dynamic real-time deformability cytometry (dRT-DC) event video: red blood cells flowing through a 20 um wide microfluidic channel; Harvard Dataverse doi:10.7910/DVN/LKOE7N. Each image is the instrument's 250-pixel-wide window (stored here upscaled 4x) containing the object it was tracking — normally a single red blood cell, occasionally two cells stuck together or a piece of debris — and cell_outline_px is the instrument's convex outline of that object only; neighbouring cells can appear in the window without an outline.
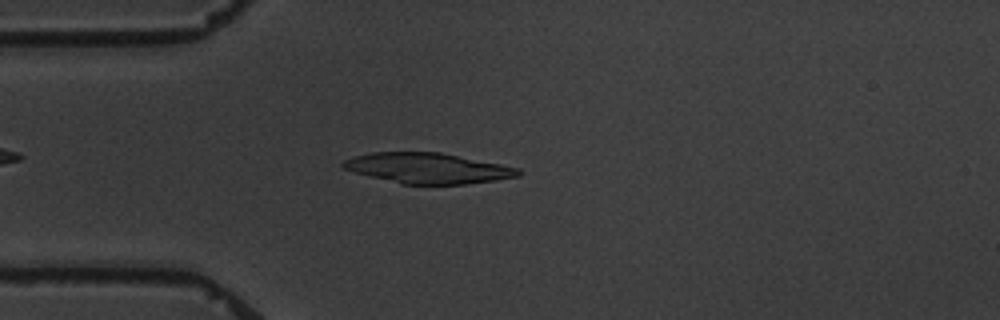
{"species": "common noctule bat (a hibernating species)", "species_latin": "Nyctalus noctula", "temperature_condition": "warm", "stored_images_in_passage": 3, "camera_frame_rate_fps": 3000, "um_per_image_px": 0.085, "animal": {"sex": "male", "body_mass_g": 19.5, "forearm_length_mm": 54.6}, "frame": {"image": 1, "passage_image": 2, "time_ms": 1.333, "image_size_px": [1000, 320], "cell_outline_px": [[524, 172], [520, 176], [464, 184], [400, 184], [356, 172], [344, 168], [340, 164], [344, 160], [356, 156], [372, 152], [440, 152], [520, 168]], "centroid_in_image_um": [36.39, 14.29], "position_along_channel_um": 48.6, "area_um2": 30.81}}